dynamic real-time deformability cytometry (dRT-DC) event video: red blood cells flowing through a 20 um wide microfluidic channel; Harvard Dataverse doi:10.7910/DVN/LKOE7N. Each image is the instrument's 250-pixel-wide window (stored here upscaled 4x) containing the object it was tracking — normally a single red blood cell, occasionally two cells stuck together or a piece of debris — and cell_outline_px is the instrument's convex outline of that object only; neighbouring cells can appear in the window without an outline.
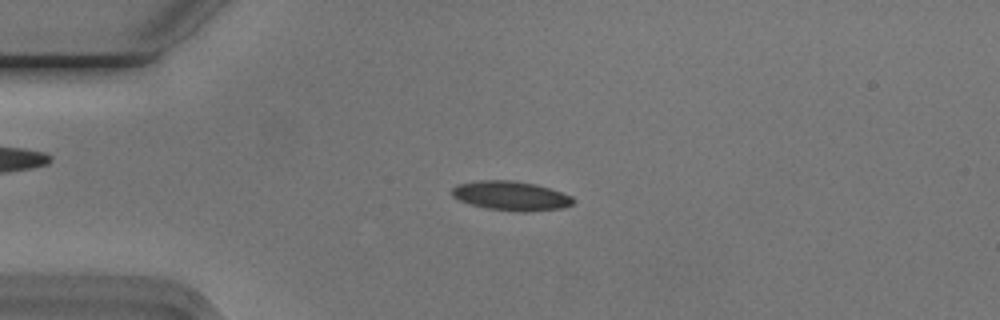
{"species": "Egyptian fruit bat (a non-hibernating species)", "species_latin": "Rousettus aegyptiacus", "temperature_condition": "cold", "stored_images_in_passage": 54, "camera_frame_rate_fps": 3000, "um_per_image_px": 0.085, "animal": {"sex": "male"}, "frame": {"image": 1, "passage_image": 13, "time_ms": 4.0, "image_size_px": [1000, 320], "cell_outline_px": [[576, 200], [572, 204], [564, 208], [528, 212], [520, 212], [484, 208], [468, 204], [452, 196], [452, 188], [456, 184], [480, 180], [512, 180], [536, 184], [572, 196]], "centroid_in_image_um": [43.42, 16.65], "position_along_channel_um": 41.6, "area_um2": 20.92}}
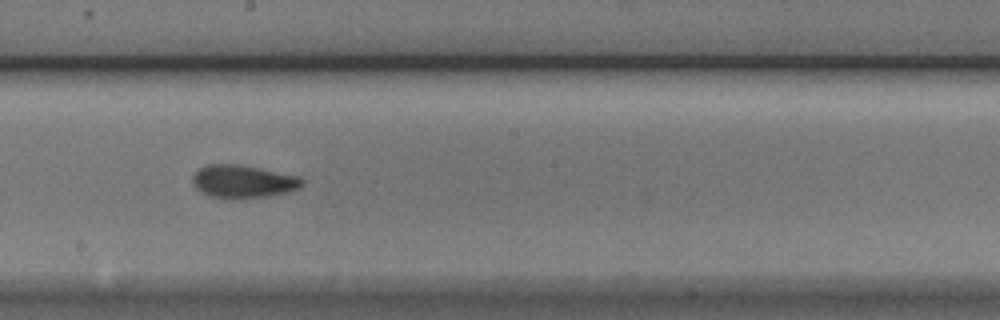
{"frame": {"image": 2, "passage_image": 30, "time_ms": 9.667, "image_size_px": [1000, 320], "cell_outline_px": [[304, 184], [300, 188], [288, 192], [272, 196], [244, 200], [232, 200], [208, 196], [200, 192], [192, 184], [192, 176], [204, 164], [236, 164], [260, 168], [300, 176], [304, 180]], "centroid_in_image_um": [20.67, 15.46], "position_along_channel_um": 227.5, "area_um2": 21.79}}
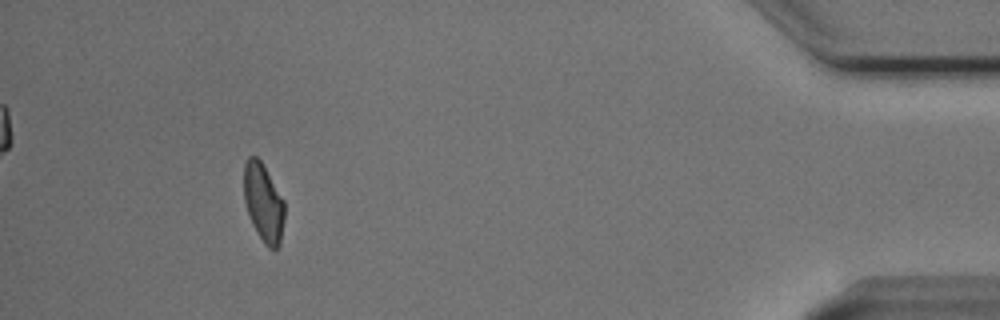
{"frame": {"image": 3, "passage_image": 50, "time_ms": 16.333, "image_size_px": [1000, 320], "cell_outline_px": [[284, 220], [280, 244], [276, 248], [268, 248], [264, 244], [252, 224], [244, 200], [244, 164], [248, 156], [256, 156], [260, 160], [284, 200]], "centroid_in_image_um": [22.39, 17.23], "position_along_channel_um": 412.8, "area_um2": 18.38}, "authors_computed_cell_mechanics": {"area_um2": 19.8543, "velocity_mm_per_s": 3.7375, "shape_relaxation_time_tau1_ms": 4.8996, "shape_relaxation_time_tau2_ms": 3.5972, "deformation_change_tau1": 0.1407, "deformation_change_tau2": 0.0959}}